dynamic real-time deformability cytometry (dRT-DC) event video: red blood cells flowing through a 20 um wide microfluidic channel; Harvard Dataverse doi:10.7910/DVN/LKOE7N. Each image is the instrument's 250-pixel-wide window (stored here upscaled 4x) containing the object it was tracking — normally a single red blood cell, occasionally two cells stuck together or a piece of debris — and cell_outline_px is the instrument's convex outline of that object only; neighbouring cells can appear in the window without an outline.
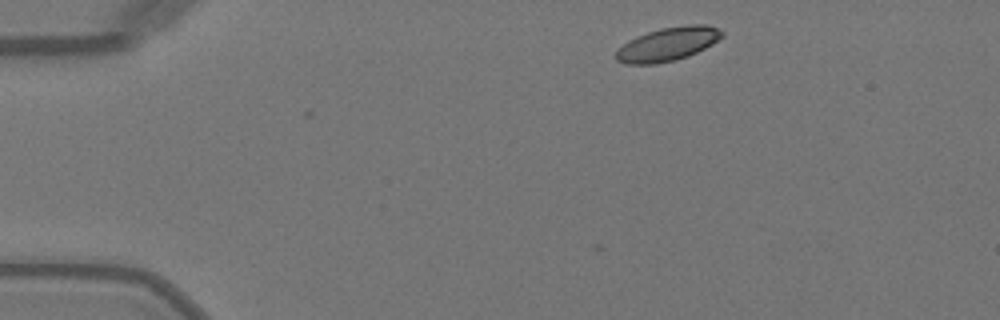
{"species": "Egyptian fruit bat (a non-hibernating species)", "species_latin": "Rousettus aegyptiacus", "temperature_condition": "warm", "stored_images_in_passage": 7, "camera_frame_rate_fps": 3000, "um_per_image_px": 0.085, "animal": {"sex": "female"}, "frame": {"image": 1, "passage_image": 1, "time_ms": 0.0, "image_size_px": [1000, 320], "cell_outline_px": [[724, 36], [712, 44], [688, 56], [672, 60], [652, 64], [624, 64], [616, 60], [616, 52], [628, 40], [636, 36], [660, 28], [688, 24], [704, 24], [716, 28], [724, 32]], "centroid_in_image_um": [56.76, 3.74], "position_along_channel_um": 28.2, "area_um2": 20.58}}